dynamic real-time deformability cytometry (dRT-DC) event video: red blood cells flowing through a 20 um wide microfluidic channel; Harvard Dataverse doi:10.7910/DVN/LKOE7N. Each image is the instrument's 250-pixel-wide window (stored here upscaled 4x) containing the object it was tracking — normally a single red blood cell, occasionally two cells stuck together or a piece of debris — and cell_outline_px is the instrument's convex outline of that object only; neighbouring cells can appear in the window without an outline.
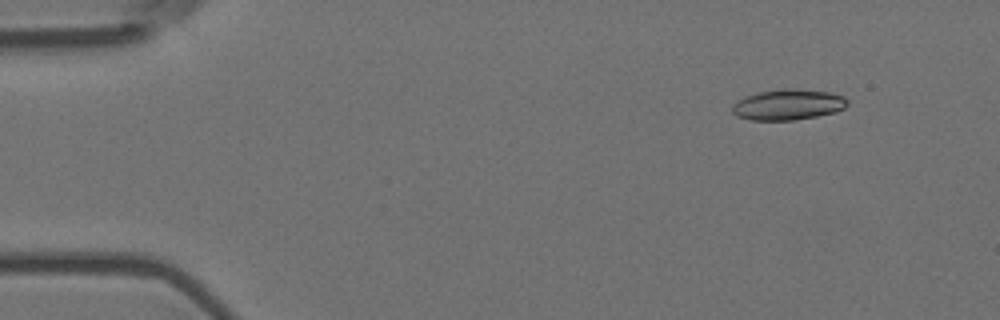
{"species": "Egyptian fruit bat (a non-hibernating species)", "species_latin": "Rousettus aegyptiacus", "temperature_condition": "room temperature", "stored_images_in_passage": 4, "camera_frame_rate_fps": 3000, "um_per_image_px": 0.085, "animal": {"sex": "female"}, "frame": {"image": 1, "passage_image": 2, "time_ms": 0.333, "image_size_px": [1000, 320], "cell_outline_px": [[848, 104], [844, 108], [836, 112], [816, 116], [792, 120], [748, 120], [736, 116], [732, 112], [732, 104], [744, 96], [760, 92], [780, 88], [792, 88], [832, 92], [844, 96], [848, 100]], "centroid_in_image_um": [66.98, 8.88], "position_along_channel_um": 18.0, "area_um2": 20.87}}